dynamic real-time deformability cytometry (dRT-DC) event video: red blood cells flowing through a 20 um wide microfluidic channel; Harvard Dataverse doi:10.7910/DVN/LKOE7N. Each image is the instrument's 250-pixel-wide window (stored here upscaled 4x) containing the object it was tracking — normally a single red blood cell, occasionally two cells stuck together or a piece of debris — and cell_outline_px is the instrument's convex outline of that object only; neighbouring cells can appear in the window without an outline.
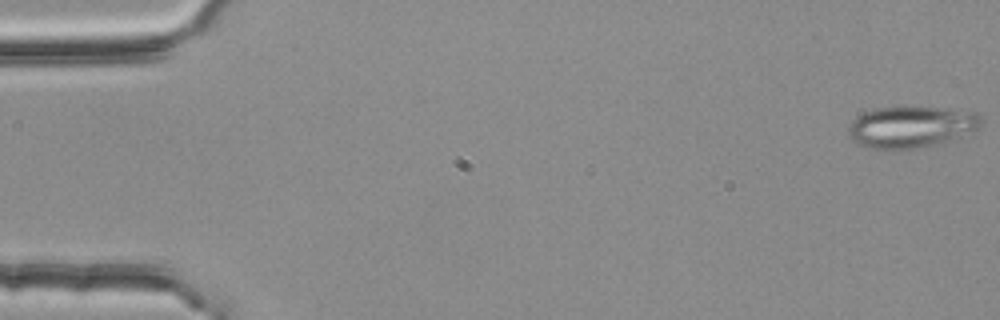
{"species": "common noctule bat (a hibernating species)", "species_latin": "Nyctalus noctula", "temperature_condition": "room temperature", "stored_images_in_passage": 3, "camera_frame_rate_fps": 3000, "um_per_image_px": 0.085, "animal": {"sex": "female", "body_mass_g": 25.1}, "frame": {"image": 1, "passage_image": 1, "time_ms": 0.0, "image_size_px": [1000, 320], "cell_outline_px": [[984, 120], [980, 128], [940, 144], [916, 148], [868, 148], [852, 140], [848, 136], [848, 124], [852, 120], [864, 112], [876, 108], [904, 104], [960, 108], [976, 112]], "centroid_in_image_um": [77.5, 10.71], "position_along_channel_um": 7.5, "area_um2": 33.29}}